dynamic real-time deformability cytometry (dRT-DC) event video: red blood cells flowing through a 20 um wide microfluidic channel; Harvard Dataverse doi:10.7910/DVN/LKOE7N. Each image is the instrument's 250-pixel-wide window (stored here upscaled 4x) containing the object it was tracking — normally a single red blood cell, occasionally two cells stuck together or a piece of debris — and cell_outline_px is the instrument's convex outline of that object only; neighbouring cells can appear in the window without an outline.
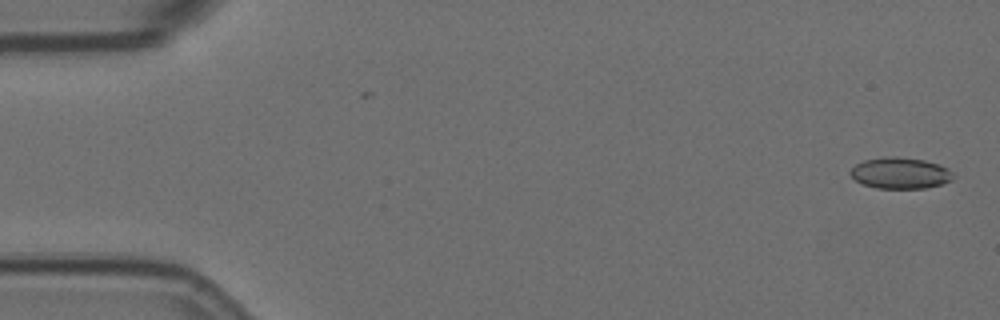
{"species": "Egyptian fruit bat (a non-hibernating species)", "species_latin": "Rousettus aegyptiacus", "temperature_condition": "room temperature", "stored_images_in_passage": 58, "camera_frame_rate_fps": 3000, "um_per_image_px": 0.085, "animal": {"sex": "female"}, "frame": {"image": 1, "passage_image": 2, "time_ms": 0.333, "image_size_px": [1000, 320], "cell_outline_px": [[956, 176], [952, 180], [944, 184], [924, 188], [876, 188], [864, 184], [856, 180], [848, 172], [856, 164], [864, 160], [884, 156], [896, 156], [924, 160], [948, 168]], "centroid_in_image_um": [76.54, 14.71], "position_along_channel_um": 8.5, "area_um2": 18.79}}
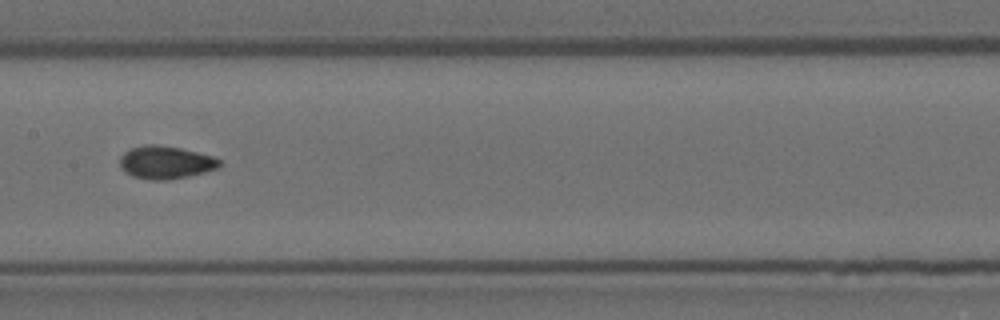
{"frame": {"image": 2, "passage_image": 29, "time_ms": 9.333, "image_size_px": [1000, 320], "cell_outline_px": [[220, 164], [216, 168], [204, 172], [188, 176], [164, 180], [152, 180], [132, 176], [124, 172], [120, 168], [120, 156], [124, 152], [132, 148], [144, 144], [156, 144], [180, 148], [212, 156], [220, 160]], "centroid_in_image_um": [14.02, 13.8], "position_along_channel_um": 193.4, "area_um2": 18.96}}
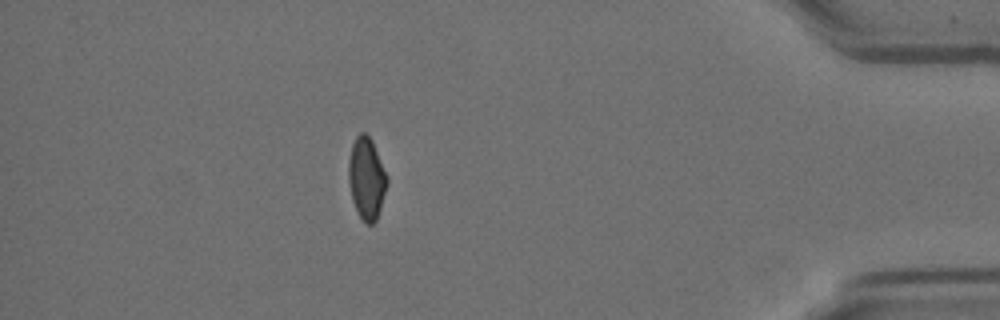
{"frame": {"image": 3, "passage_image": 51, "time_ms": 16.667, "image_size_px": [1000, 320], "cell_outline_px": [[388, 184], [376, 220], [372, 224], [368, 224], [360, 216], [352, 200], [348, 180], [348, 160], [352, 144], [356, 136], [360, 132], [364, 132], [372, 140], [388, 176]], "centroid_in_image_um": [31.16, 15.12], "position_along_channel_um": 404.0, "area_um2": 18.38}, "authors_computed_cell_mechanics": {"area_um2": 18.6116, "velocity_mm_per_s": 3.5325, "shape_relaxation_time_tau1_ms": null, "shape_relaxation_time_tau2_ms": 1.7779, "deformation_change_tau1": null, "deformation_change_tau2": 0.0632}}